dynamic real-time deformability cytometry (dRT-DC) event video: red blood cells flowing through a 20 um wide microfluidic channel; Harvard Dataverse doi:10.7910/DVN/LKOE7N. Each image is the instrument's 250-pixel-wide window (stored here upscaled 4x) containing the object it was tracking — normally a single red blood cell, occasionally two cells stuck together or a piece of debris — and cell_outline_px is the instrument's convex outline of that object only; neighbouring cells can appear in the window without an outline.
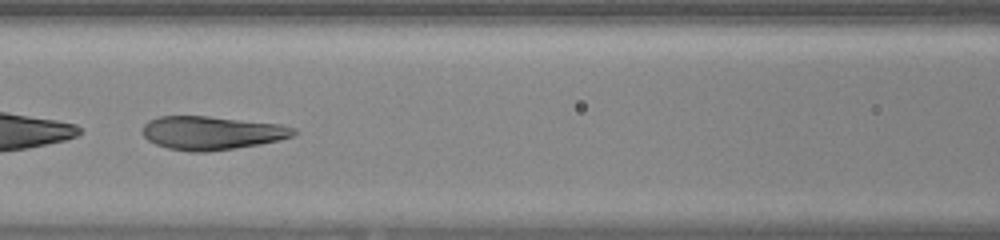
{"species": "human", "species_latin": "Homo sapiens", "temperature_condition": "warm", "stored_images_in_passage": 37, "camera_frame_rate_fps": 3000, "um_per_image_px": 0.085, "donor": {"sex": "female"}, "frame": {"image": 1, "passage_image": 11, "time_ms": 3.333, "image_size_px": [1000, 240], "cell_outline_px": [[300, 132], [292, 136], [260, 144], [204, 152], [192, 152], [168, 148], [156, 144], [148, 140], [140, 132], [144, 124], [148, 120], [160, 116], [208, 116], [280, 124], [296, 128]], "centroid_in_image_um": [17.97, 11.29], "position_along_channel_um": 148.6, "area_um2": 29.48}}
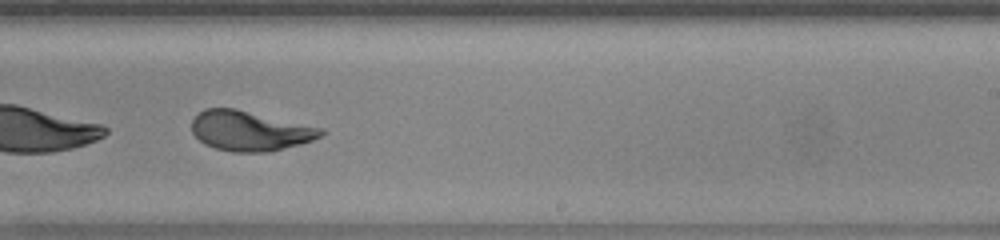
{"frame": {"image": 2, "passage_image": 20, "time_ms": 6.333, "image_size_px": [1000, 240], "cell_outline_px": [[324, 132], [320, 136], [312, 140], [300, 144], [268, 152], [232, 152], [216, 148], [204, 144], [192, 132], [192, 120], [204, 108], [236, 108], [324, 128]], "centroid_in_image_um": [21.24, 11.12], "position_along_channel_um": 267.8, "area_um2": 30.0}}
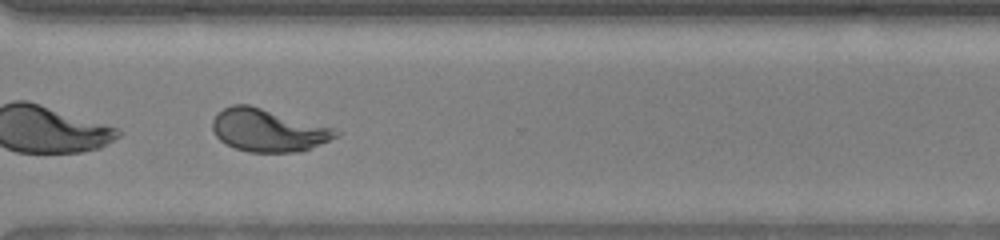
{"frame": {"image": 3, "passage_image": 26, "time_ms": 8.333, "image_size_px": [1000, 240], "cell_outline_px": [[340, 132], [336, 136], [328, 140], [300, 152], [248, 152], [236, 148], [220, 140], [216, 136], [212, 128], [212, 120], [224, 108], [232, 104], [248, 104], [332, 128]], "centroid_in_image_um": [22.74, 11.08], "position_along_channel_um": 347.9, "area_um2": 30.0}, "authors_computed_cell_mechanics": {"area_um2": 30.345, "velocity_mm_per_s": 3.981, "shape_relaxation_time_tau1_ms": 2.262, "shape_relaxation_time_tau2_ms": 0.8184, "deformation_change_tau1": 0.3333, "deformation_change_tau2": 0.0692}}